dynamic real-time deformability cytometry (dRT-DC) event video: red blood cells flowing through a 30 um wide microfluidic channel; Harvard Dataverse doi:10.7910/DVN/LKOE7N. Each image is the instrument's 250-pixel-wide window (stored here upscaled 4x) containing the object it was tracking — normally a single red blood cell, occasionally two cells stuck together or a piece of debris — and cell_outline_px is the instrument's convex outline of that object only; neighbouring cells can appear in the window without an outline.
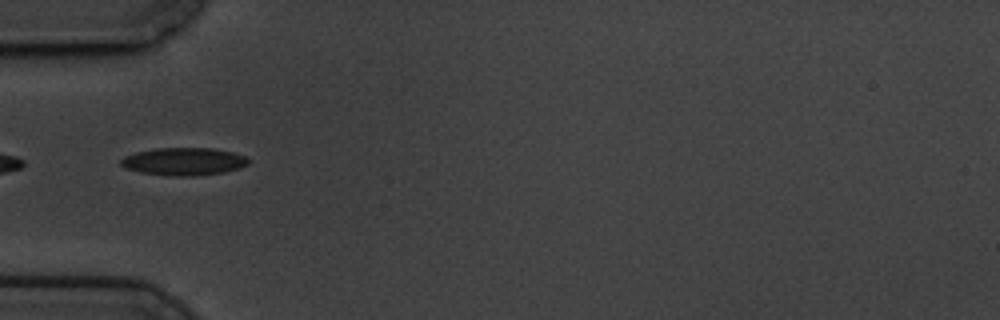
{"species": "common noctule bat (a hibernating species)", "species_latin": "Nyctalus noctula", "temperature_condition": "cold", "stored_images_in_passage": 21, "camera_frame_rate_fps": 3000, "um_per_image_px": 0.085, "animal": {"sex": "male", "body_mass_g": 19.5, "forearm_length_mm": 54.6}, "frame": {"image": 1, "passage_image": 1, "time_ms": 0.0, "image_size_px": [1000, 320], "cell_outline_px": [[248, 164], [240, 168], [224, 172], [192, 176], [168, 176], [140, 172], [124, 168], [120, 164], [120, 160], [124, 156], [136, 152], [156, 148], [212, 148], [232, 152], [244, 156], [248, 160]], "centroid_in_image_um": [15.58, 13.73], "position_along_channel_um": 69.4, "area_um2": 20.58}}
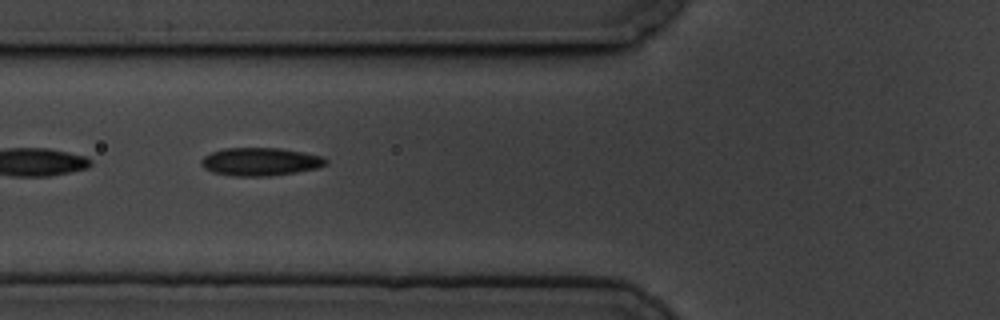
{"frame": {"image": 2, "passage_image": 4, "time_ms": 1.0, "image_size_px": [1000, 320], "cell_outline_px": [[328, 164], [320, 168], [296, 172], [268, 176], [232, 176], [212, 172], [204, 168], [200, 164], [200, 160], [204, 156], [212, 152], [224, 148], [280, 148], [304, 152], [324, 156], [328, 160]], "centroid_in_image_um": [22.16, 13.74], "position_along_channel_um": 103.6, "area_um2": 20.63}}
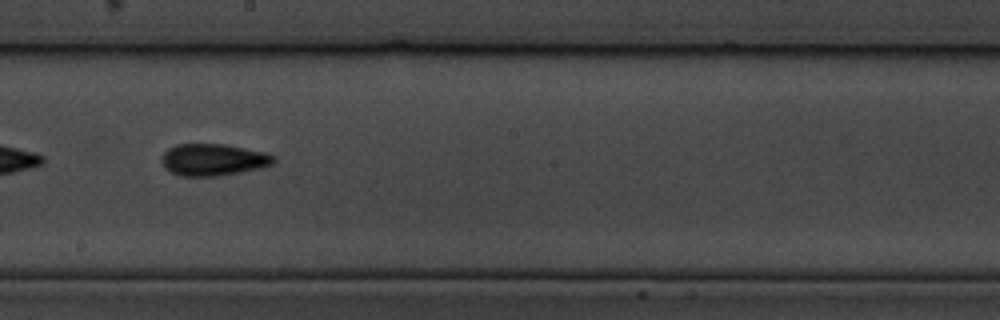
{"frame": {"image": 3, "passage_image": 15, "time_ms": 4.667, "image_size_px": [1000, 320], "cell_outline_px": [[276, 160], [272, 164], [260, 168], [240, 172], [216, 176], [180, 176], [164, 168], [164, 152], [168, 148], [176, 144], [224, 144], [264, 152], [276, 156]], "centroid_in_image_um": [18.15, 13.57], "position_along_channel_um": 230.1, "area_um2": 20.63}}